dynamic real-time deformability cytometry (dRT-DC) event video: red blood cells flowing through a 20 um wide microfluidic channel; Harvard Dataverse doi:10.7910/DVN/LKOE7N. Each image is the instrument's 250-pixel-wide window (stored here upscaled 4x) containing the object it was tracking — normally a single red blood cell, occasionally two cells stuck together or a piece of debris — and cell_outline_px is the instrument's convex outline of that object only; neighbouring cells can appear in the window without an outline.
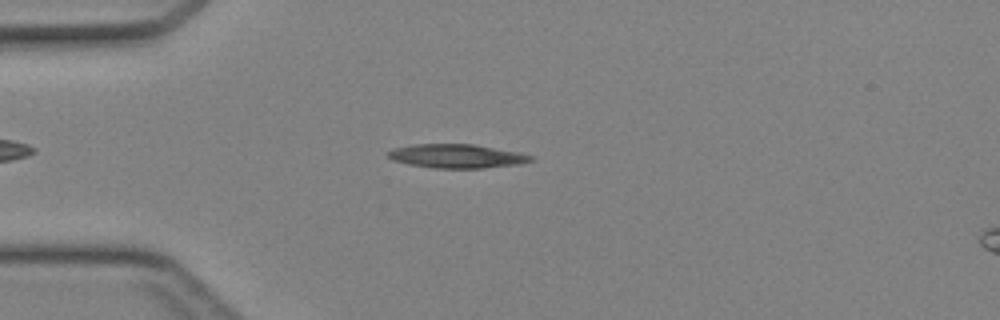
{"species": "Egyptian fruit bat (a non-hibernating species)", "species_latin": "Rousettus aegyptiacus", "temperature_condition": "cold", "stored_images_in_passage": 41, "camera_frame_rate_fps": 3000, "um_per_image_px": 0.085, "animal": {"sex": "female"}, "frame": {"image": 1, "passage_image": 8, "time_ms": 2.333, "image_size_px": [1000, 320], "cell_outline_px": [[536, 156], [532, 160], [520, 164], [484, 168], [432, 168], [408, 164], [392, 160], [384, 152], [392, 148], [412, 144], [472, 144], [520, 152]], "centroid_in_image_um": [38.8, 13.26], "position_along_channel_um": 46.2, "area_um2": 20.11}}
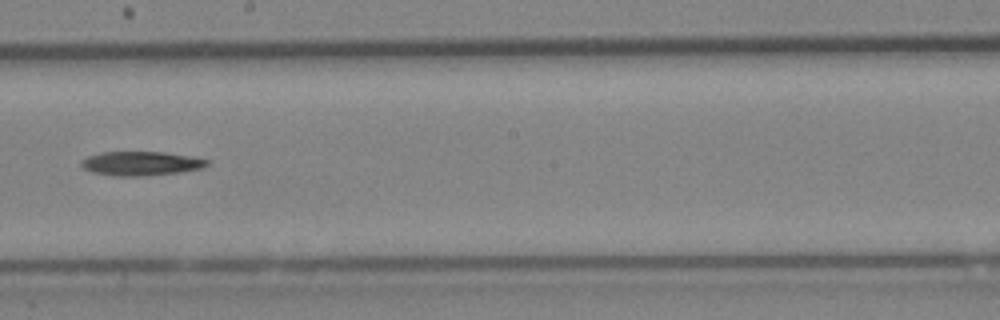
{"frame": {"image": 2, "passage_image": 22, "time_ms": 7.0, "image_size_px": [1000, 320], "cell_outline_px": [[212, 160], [204, 168], [176, 172], [144, 176], [112, 176], [92, 172], [84, 168], [80, 164], [80, 160], [88, 156], [100, 152], [164, 152], [192, 156]], "centroid_in_image_um": [11.99, 13.89], "position_along_channel_um": 236.2, "area_um2": 17.8}}
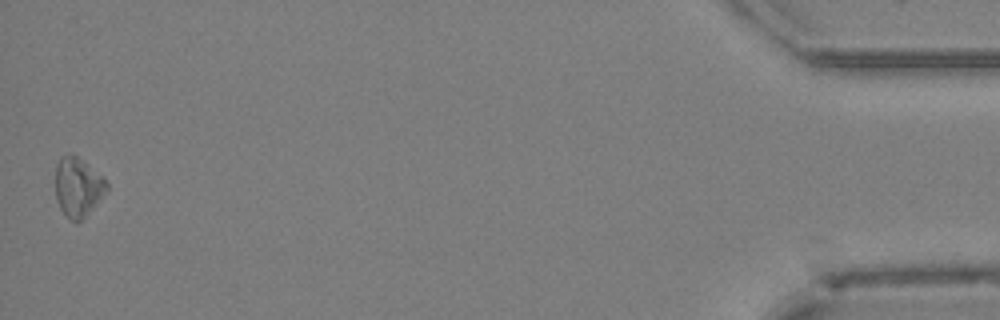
{"frame": {"image": 3, "passage_image": 41, "time_ms": 13.333, "image_size_px": [1000, 320], "cell_outline_px": [[108, 192], [76, 224], [60, 208], [56, 200], [56, 164], [60, 156], [68, 152], [72, 152], [104, 176], [108, 184]], "centroid_in_image_um": [6.64, 15.84], "position_along_channel_um": 428.6, "area_um2": 17.92}}